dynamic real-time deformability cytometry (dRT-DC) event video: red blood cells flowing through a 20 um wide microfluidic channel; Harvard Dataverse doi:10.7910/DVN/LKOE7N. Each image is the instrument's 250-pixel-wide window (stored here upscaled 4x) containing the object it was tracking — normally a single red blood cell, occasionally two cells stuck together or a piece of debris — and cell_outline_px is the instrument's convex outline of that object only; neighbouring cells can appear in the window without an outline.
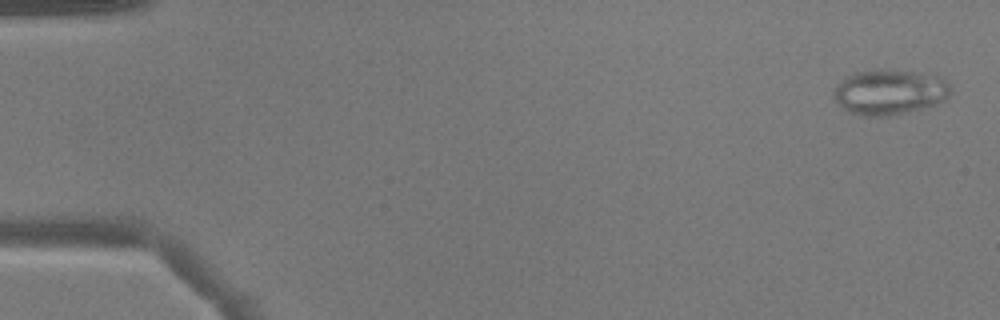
{"species": "common noctule bat (a hibernating species)", "species_latin": "Nyctalus noctula", "temperature_condition": "warm", "stored_images_in_passage": 51, "segment_of_instrument_passage": [1, 2], "camera_frame_rate_fps": 3000, "um_per_image_px": 0.085, "animal": {"sex": "male", "body_mass_g": 17.9}, "frame": {"image": 1, "passage_image": 2, "time_ms": 0.333, "image_size_px": [1000, 320], "cell_outline_px": [[952, 88], [948, 96], [944, 100], [936, 104], [896, 116], [860, 116], [848, 112], [836, 104], [832, 100], [832, 88], [844, 76], [856, 72], [872, 68], [920, 72], [940, 76]], "centroid_in_image_um": [75.53, 7.82], "position_along_channel_um": 9.5, "area_um2": 31.85}}